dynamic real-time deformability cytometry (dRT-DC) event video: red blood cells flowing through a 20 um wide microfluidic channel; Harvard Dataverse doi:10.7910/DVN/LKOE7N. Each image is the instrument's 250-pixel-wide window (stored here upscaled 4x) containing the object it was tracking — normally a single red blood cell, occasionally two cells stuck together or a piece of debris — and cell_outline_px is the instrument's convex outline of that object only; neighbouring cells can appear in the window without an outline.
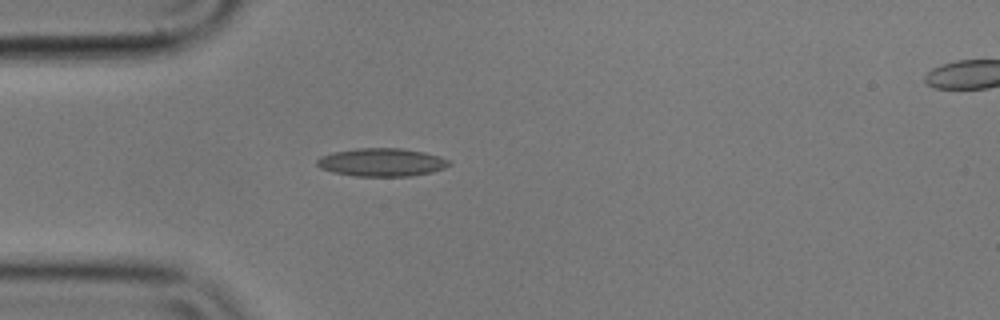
{"species": "common noctule bat (a hibernating species)", "species_latin": "Nyctalus noctula", "temperature_condition": "cold", "stored_images_in_passage": 3, "camera_frame_rate_fps": 3000, "um_per_image_px": 0.085, "animal": {"sex": "male", "body_mass_g": 17.9}, "frame": {"image": 1, "passage_image": 2, "time_ms": 0.333, "image_size_px": [1000, 320], "cell_outline_px": [[452, 164], [444, 168], [432, 172], [412, 176], [352, 176], [332, 172], [320, 168], [316, 164], [316, 160], [320, 156], [332, 152], [356, 148], [400, 148], [424, 152], [440, 156], [452, 160]], "centroid_in_image_um": [32.45, 13.79], "position_along_channel_um": 52.5, "area_um2": 21.96}}